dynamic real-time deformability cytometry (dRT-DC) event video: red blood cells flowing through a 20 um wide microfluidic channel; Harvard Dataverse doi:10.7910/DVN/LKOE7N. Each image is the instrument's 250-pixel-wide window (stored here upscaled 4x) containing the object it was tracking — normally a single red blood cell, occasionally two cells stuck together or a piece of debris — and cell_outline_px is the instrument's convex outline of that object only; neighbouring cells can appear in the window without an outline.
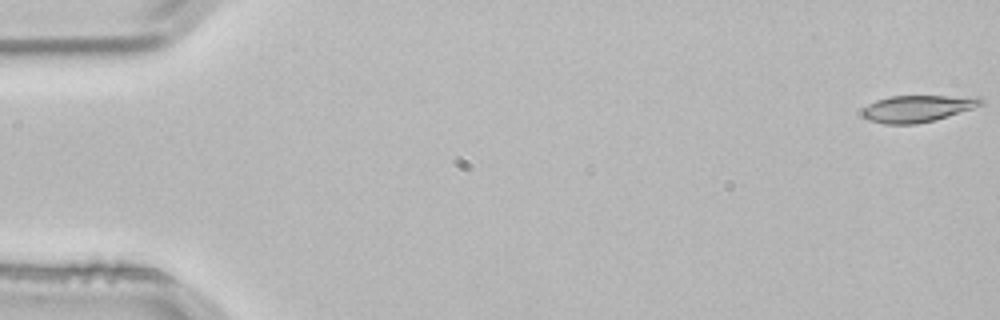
{"species": "common noctule bat (a hibernating species)", "species_latin": "Nyctalus noctula", "temperature_condition": "room temperature", "stored_images_in_passage": 3, "camera_frame_rate_fps": 3000, "um_per_image_px": 0.085, "animal": {"sex": "male", "body_mass_g": 21.5, "forearm_length_mm": 52.0}, "frame": {"image": 1, "passage_image": 1, "time_ms": 0.0, "image_size_px": [1000, 320], "cell_outline_px": [[984, 104], [972, 108], [932, 120], [916, 124], [884, 124], [868, 120], [860, 112], [868, 104], [876, 100], [888, 96], [980, 96], [984, 100]], "centroid_in_image_um": [77.97, 9.21], "position_along_channel_um": 7.0, "area_um2": 18.44}}
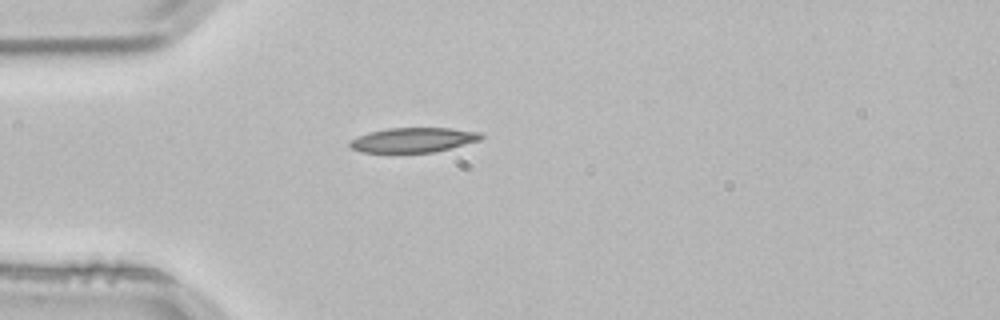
{"frame": {"image": 2, "passage_image": 3, "time_ms": 0.667, "image_size_px": [1000, 320], "cell_outline_px": [[484, 136], [480, 140], [432, 152], [364, 152], [352, 148], [348, 144], [352, 140], [368, 132], [388, 128], [448, 128], [480, 132]], "centroid_in_image_um": [35.13, 11.88], "position_along_channel_um": 49.9, "area_um2": 18.5}}